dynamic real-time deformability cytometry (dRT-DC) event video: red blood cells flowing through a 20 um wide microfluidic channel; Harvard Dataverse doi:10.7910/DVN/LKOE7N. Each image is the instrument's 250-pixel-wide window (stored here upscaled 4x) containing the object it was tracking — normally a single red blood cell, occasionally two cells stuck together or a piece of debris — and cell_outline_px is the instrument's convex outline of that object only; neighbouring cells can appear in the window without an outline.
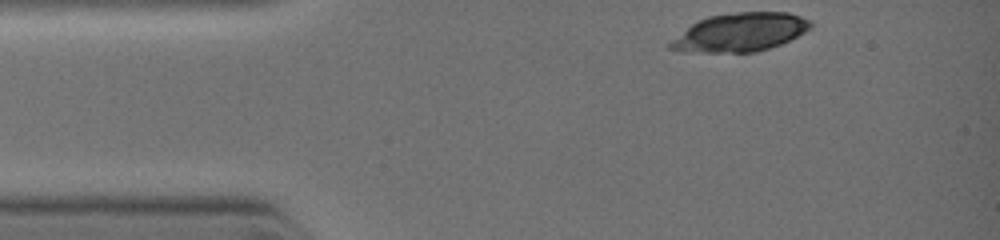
{"species": "common noctule bat (a hibernating species)", "species_latin": "Nyctalus noctula", "temperature_condition": "warm", "stored_images_in_passage": 3, "camera_frame_rate_fps": 3000, "um_per_image_px": 0.085, "animal": {"sex": "female", "body_mass_g": 19.0, "forearm_length_mm": 51.5}, "frame": {"image": 1, "passage_image": 1, "time_ms": 0.0, "image_size_px": [1000, 240], "cell_outline_px": [[812, 28], [780, 44], [756, 52], [684, 52], [668, 48], [668, 44], [672, 40], [692, 24], [708, 16], [736, 12], [788, 12], [812, 20]], "centroid_in_image_um": [62.93, 2.74], "position_along_channel_um": 22.1, "area_um2": 31.21}}